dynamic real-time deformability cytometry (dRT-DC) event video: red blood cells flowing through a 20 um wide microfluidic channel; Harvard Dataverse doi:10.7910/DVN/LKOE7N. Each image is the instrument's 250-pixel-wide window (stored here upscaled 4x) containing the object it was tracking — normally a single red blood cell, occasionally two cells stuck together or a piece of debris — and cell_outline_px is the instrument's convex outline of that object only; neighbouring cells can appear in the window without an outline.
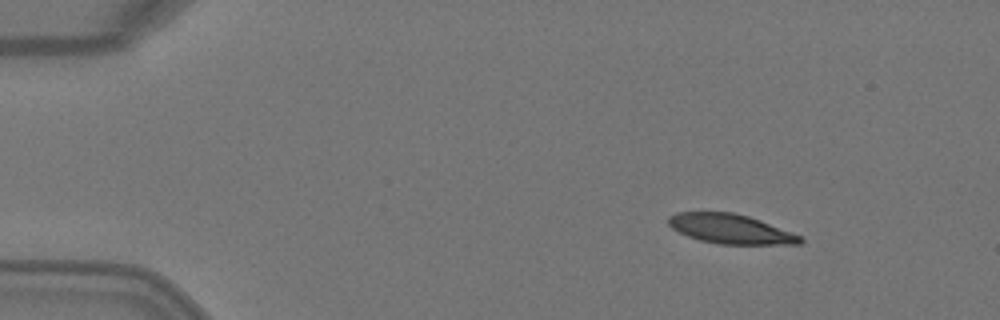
{"species": "Egyptian fruit bat (a non-hibernating species)", "species_latin": "Rousettus aegyptiacus", "temperature_condition": "warm", "stored_images_in_passage": 4, "camera_frame_rate_fps": 3000, "um_per_image_px": 0.085, "animal": {"sex": "female"}, "frame": {"image": 1, "passage_image": 1, "time_ms": 0.0, "image_size_px": [1000, 320], "cell_outline_px": [[804, 240], [800, 244], [720, 244], [700, 240], [688, 236], [672, 228], [668, 224], [668, 216], [676, 212], [732, 212], [748, 216], [760, 220], [800, 236]], "centroid_in_image_um": [62.06, 19.45], "position_along_channel_um": 22.9, "area_um2": 22.43}}
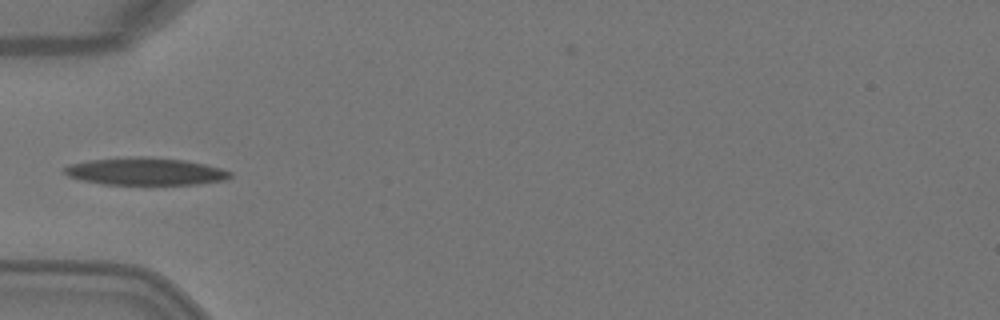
{"frame": {"image": 2, "passage_image": 4, "time_ms": 1.0, "image_size_px": [1000, 320], "cell_outline_px": [[232, 176], [228, 180], [196, 184], [100, 184], [80, 180], [68, 176], [64, 172], [64, 168], [72, 164], [92, 160], [140, 156], [144, 156], [184, 160], [204, 164], [220, 168], [232, 172]], "centroid_in_image_um": [12.39, 14.58], "position_along_channel_um": 72.6, "area_um2": 26.3}}